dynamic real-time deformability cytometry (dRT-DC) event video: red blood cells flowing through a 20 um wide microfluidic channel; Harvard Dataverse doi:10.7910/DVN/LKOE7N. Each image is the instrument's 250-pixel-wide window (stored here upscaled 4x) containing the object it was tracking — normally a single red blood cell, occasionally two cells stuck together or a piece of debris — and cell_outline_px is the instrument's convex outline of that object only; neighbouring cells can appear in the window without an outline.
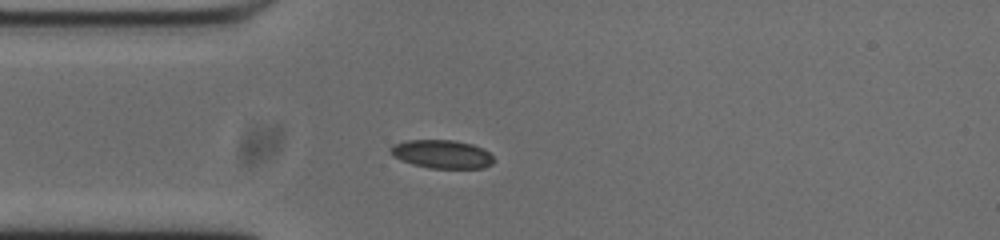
{"species": "common noctule bat (a hibernating species)", "species_latin": "Nyctalus noctula", "temperature_condition": "cold", "stored_images_in_passage": 41, "camera_frame_rate_fps": 3000, "um_per_image_px": 0.085, "animal": {"sex": "male", "body_mass_g": 20.0, "forearm_length_mm": 53.3}, "frame": {"image": 1, "passage_image": 1, "time_ms": 0.0, "image_size_px": [1000, 240], "cell_outline_px": [[496, 160], [492, 164], [484, 168], [428, 168], [412, 164], [400, 160], [392, 156], [388, 152], [388, 148], [392, 144], [408, 140], [456, 140], [472, 144], [484, 148]], "centroid_in_image_um": [37.54, 13.1], "position_along_channel_um": 47.5, "area_um2": 17.46}}
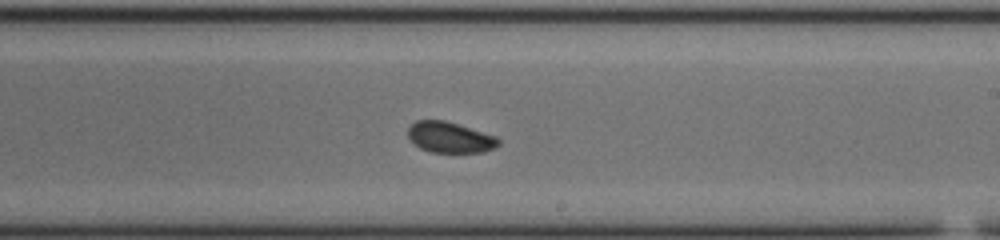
{"frame": {"image": 2, "passage_image": 18, "time_ms": 5.667, "image_size_px": [1000, 240], "cell_outline_px": [[500, 144], [496, 148], [484, 152], [432, 152], [420, 148], [408, 136], [408, 128], [416, 120], [444, 120], [496, 136], [500, 140]], "centroid_in_image_um": [38.27, 11.68], "position_along_channel_um": 250.7, "area_um2": 16.13}}
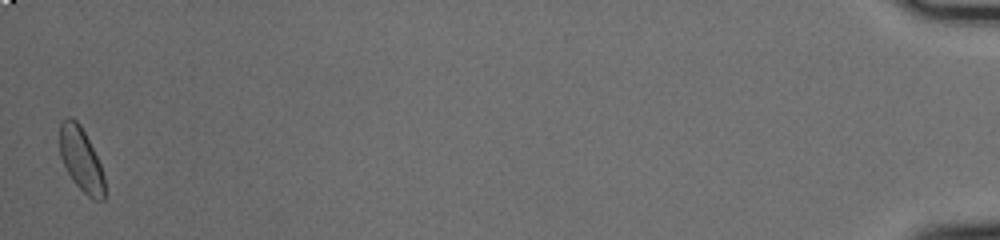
{"frame": {"image": 3, "passage_image": 41, "time_ms": 13.333, "image_size_px": [1000, 240], "cell_outline_px": [[104, 200], [92, 200], [72, 180], [60, 156], [60, 124], [68, 116], [72, 116], [80, 124], [100, 164], [104, 176]], "centroid_in_image_um": [6.88, 13.55], "position_along_channel_um": 428.3, "area_um2": 16.42}, "authors_computed_cell_mechanics": {"area_um2": 16.8776, "velocity_mm_per_s": 3.7167, "shape_relaxation_time_tau1_ms": 2.2049, "shape_relaxation_time_tau2_ms": 3.8639, "deformation_change_tau1": 0.0618, "deformation_change_tau2": 0.0766}}